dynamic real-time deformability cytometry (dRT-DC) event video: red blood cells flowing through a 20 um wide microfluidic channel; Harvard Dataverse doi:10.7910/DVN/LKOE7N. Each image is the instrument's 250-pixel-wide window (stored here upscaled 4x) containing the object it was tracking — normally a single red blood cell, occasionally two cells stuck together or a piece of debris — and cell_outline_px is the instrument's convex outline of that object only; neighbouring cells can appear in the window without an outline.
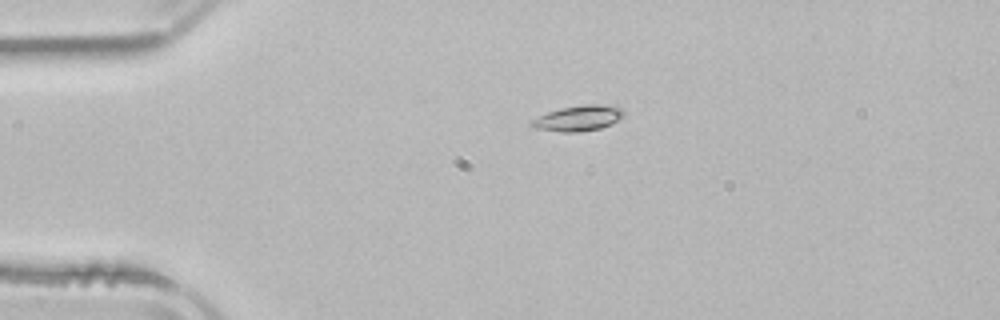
{"species": "common noctule bat (a hibernating species)", "species_latin": "Nyctalus noctula", "temperature_condition": "room temperature", "stored_images_in_passage": 3, "camera_frame_rate_fps": 3000, "um_per_image_px": 0.085, "animal": {"sex": "male", "body_mass_g": 21.5, "forearm_length_mm": 52.0}, "frame": {"image": 1, "passage_image": 2, "time_ms": 2.667, "image_size_px": [1000, 320], "cell_outline_px": [[624, 116], [612, 124], [600, 128], [580, 132], [560, 132], [532, 128], [532, 120], [548, 112], [560, 108], [584, 104], [616, 104], [624, 112]], "centroid_in_image_um": [49.21, 10.04], "position_along_channel_um": 35.8, "area_um2": 13.87}}